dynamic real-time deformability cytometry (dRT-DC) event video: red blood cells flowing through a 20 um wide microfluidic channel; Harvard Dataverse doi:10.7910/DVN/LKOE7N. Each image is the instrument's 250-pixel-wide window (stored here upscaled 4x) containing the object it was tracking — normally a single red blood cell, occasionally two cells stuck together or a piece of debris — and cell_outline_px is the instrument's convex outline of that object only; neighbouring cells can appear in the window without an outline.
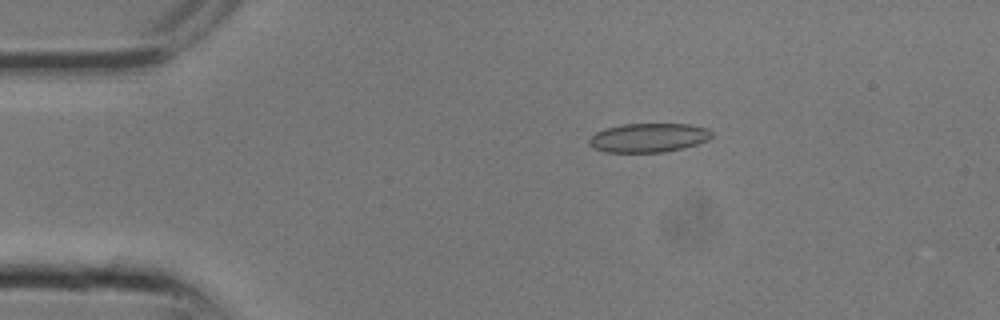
{"species": "common noctule bat (a hibernating species)", "species_latin": "Nyctalus noctula", "temperature_condition": "room temperature", "stored_images_in_passage": 5, "camera_frame_rate_fps": 3000, "um_per_image_px": 0.085, "animal": {"sex": "male", "body_mass_g": 13.3}, "frame": {"image": 1, "passage_image": 2, "time_ms": 0.333, "image_size_px": [1000, 320], "cell_outline_px": [[712, 136], [708, 140], [684, 148], [664, 152], [604, 152], [592, 148], [588, 144], [588, 140], [596, 132], [604, 128], [620, 124], [688, 124], [708, 128], [712, 132]], "centroid_in_image_um": [55.1, 11.7], "position_along_channel_um": 29.9, "area_um2": 20.92}}